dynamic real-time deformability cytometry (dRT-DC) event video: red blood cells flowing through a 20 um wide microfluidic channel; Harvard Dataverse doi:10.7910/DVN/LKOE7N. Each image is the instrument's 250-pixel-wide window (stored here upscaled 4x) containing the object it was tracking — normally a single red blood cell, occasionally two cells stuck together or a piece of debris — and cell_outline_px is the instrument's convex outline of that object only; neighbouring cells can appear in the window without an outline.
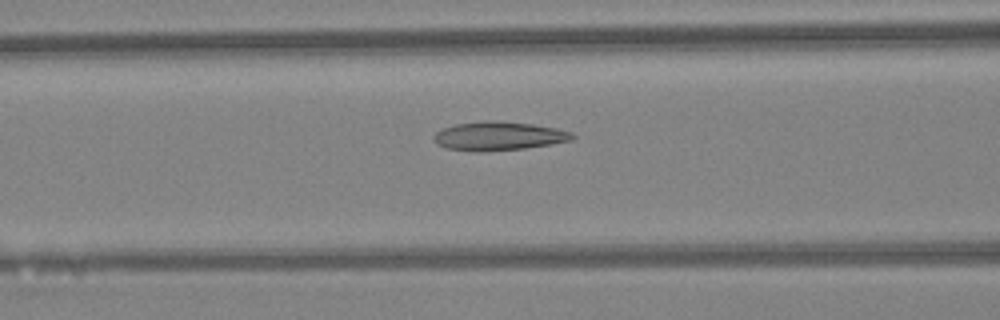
{"species": "Egyptian fruit bat (a non-hibernating species)", "species_latin": "Rousettus aegyptiacus", "temperature_condition": "warm", "stored_images_in_passage": 44, "camera_frame_rate_fps": 3000, "um_per_image_px": 0.085, "animal": {"sex": "female"}, "frame": {"image": 1, "passage_image": 17, "time_ms": 5.333, "image_size_px": [1000, 320], "cell_outline_px": [[576, 136], [572, 140], [524, 148], [476, 152], [448, 148], [436, 144], [432, 140], [432, 136], [436, 132], [444, 128], [456, 124], [484, 120], [496, 120], [532, 124], [556, 128], [572, 132]], "centroid_in_image_um": [42.35, 11.55], "position_along_channel_um": 124.2, "area_um2": 23.18}}
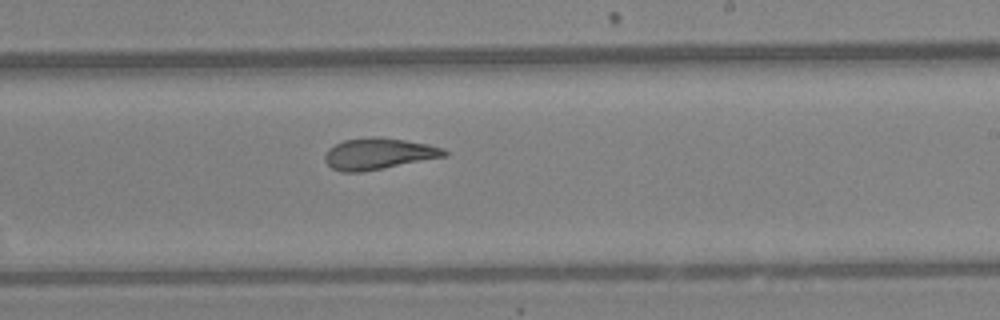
{"frame": {"image": 2, "passage_image": 26, "time_ms": 8.333, "image_size_px": [1000, 320], "cell_outline_px": [[448, 156], [384, 168], [360, 172], [344, 172], [332, 168], [324, 160], [324, 156], [328, 148], [344, 140], [404, 140], [428, 144], [444, 148], [448, 152]], "centroid_in_image_um": [32.21, 13.12], "position_along_channel_um": 256.8, "area_um2": 20.92}}
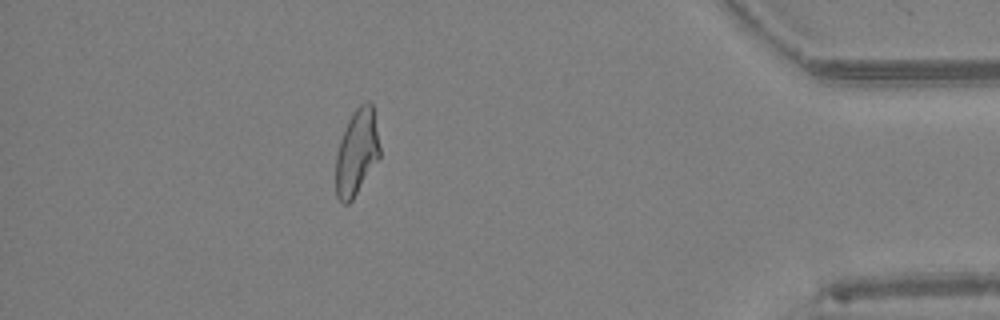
{"frame": {"image": 3, "passage_image": 39, "time_ms": 12.667, "image_size_px": [1000, 320], "cell_outline_px": [[380, 156], [352, 200], [348, 204], [344, 204], [336, 196], [336, 152], [340, 140], [348, 120], [352, 112], [360, 104], [368, 100], [372, 104], [380, 148]], "centroid_in_image_um": [30.31, 12.93], "position_along_channel_um": 404.9, "area_um2": 21.85}, "authors_computed_cell_mechanics": {"area_um2": 22.9466, "velocity_mm_per_s": 4.441, "shape_relaxation_time_tau1_ms": null, "shape_relaxation_time_tau2_ms": 2.2282, "deformation_change_tau1": null, "deformation_change_tau2": 0.1011}}